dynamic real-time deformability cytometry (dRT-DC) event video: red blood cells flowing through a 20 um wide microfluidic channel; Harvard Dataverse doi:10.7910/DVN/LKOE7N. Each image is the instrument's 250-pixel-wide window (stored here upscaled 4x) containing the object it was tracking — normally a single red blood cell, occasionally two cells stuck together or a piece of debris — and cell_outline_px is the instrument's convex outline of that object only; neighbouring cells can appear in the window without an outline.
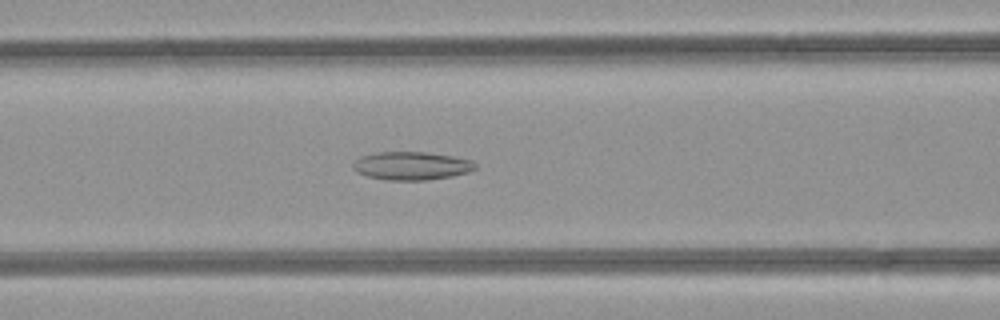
{"species": "common noctule bat (a hibernating species)", "species_latin": "Nyctalus noctula", "temperature_condition": "room temperature", "stored_images_in_passage": 48, "camera_frame_rate_fps": 3000, "um_per_image_px": 0.085, "animal": {"sex": "female", "body_mass_g": 21.9}, "frame": {"image": 1, "passage_image": 20, "time_ms": 6.333, "image_size_px": [1000, 320], "cell_outline_px": [[476, 168], [468, 172], [452, 176], [424, 180], [388, 180], [368, 176], [356, 172], [352, 168], [352, 164], [360, 156], [376, 152], [424, 152], [452, 156], [472, 160], [476, 164]], "centroid_in_image_um": [34.96, 14.09], "position_along_channel_um": 131.6, "area_um2": 20.06}}
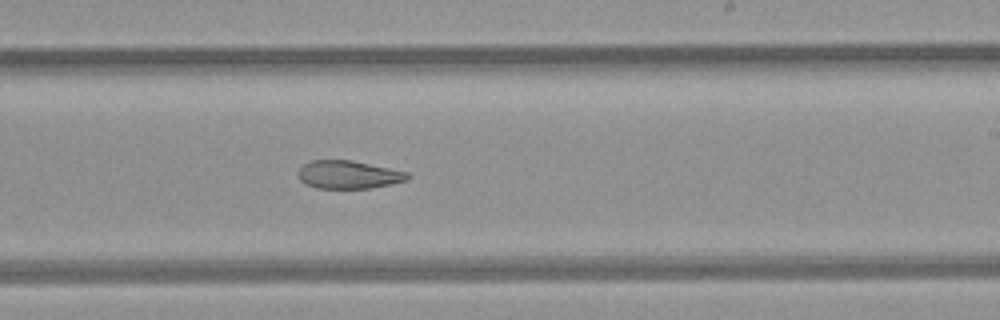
{"frame": {"image": 2, "passage_image": 29, "time_ms": 9.333, "image_size_px": [1000, 320], "cell_outline_px": [[408, 180], [372, 188], [316, 188], [304, 184], [300, 180], [296, 172], [304, 164], [312, 160], [352, 160], [408, 172]], "centroid_in_image_um": [29.58, 14.85], "position_along_channel_um": 259.4, "area_um2": 17.92}}
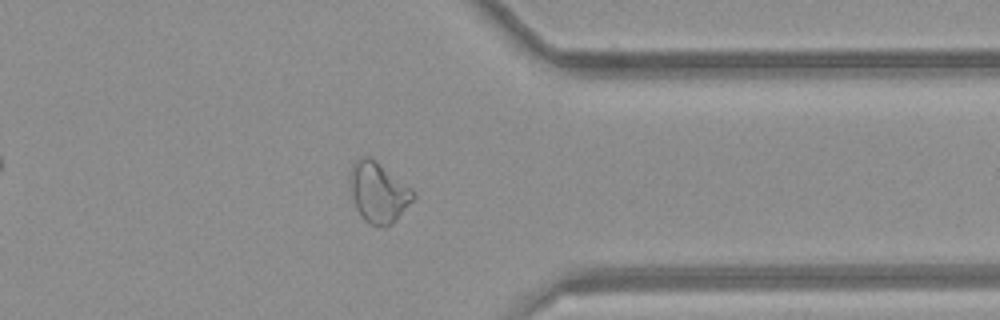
{"frame": {"image": 3, "passage_image": 38, "time_ms": 12.333, "image_size_px": [1000, 320], "cell_outline_px": [[416, 196], [396, 220], [384, 228], [368, 224], [360, 216], [356, 208], [352, 196], [352, 164], [360, 156], [368, 156], [376, 160], [416, 192]], "centroid_in_image_um": [32.19, 16.37], "position_along_channel_um": 379.2, "area_um2": 22.02}, "authors_computed_cell_mechanics": {"area_um2": 23.2645, "velocity_mm_per_s": 4.2652, "shape_relaxation_time_tau1_ms": null, "shape_relaxation_time_tau2_ms": 5.4924, "deformation_change_tau1": null, "deformation_change_tau2": 0.1394}}